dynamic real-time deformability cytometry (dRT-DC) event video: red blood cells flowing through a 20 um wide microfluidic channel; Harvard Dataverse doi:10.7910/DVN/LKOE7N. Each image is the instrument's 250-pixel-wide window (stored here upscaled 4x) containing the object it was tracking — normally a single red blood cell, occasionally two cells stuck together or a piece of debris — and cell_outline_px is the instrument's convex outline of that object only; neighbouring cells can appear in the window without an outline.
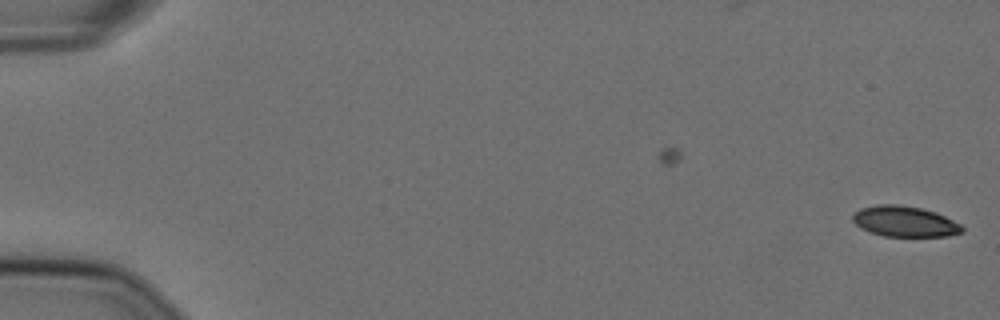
{"species": "Egyptian fruit bat (a non-hibernating species)", "species_latin": "Rousettus aegyptiacus", "temperature_condition": "cold", "stored_images_in_passage": 51, "camera_frame_rate_fps": 3000, "um_per_image_px": 0.085, "animal": {"sex": "female"}, "frame": {"image": 1, "passage_image": 1, "time_ms": 0.0, "image_size_px": [1000, 320], "cell_outline_px": [[964, 232], [948, 236], [884, 236], [868, 232], [860, 228], [852, 220], [852, 216], [860, 208], [876, 204], [900, 204], [920, 208], [936, 212], [960, 224], [964, 228]], "centroid_in_image_um": [76.88, 18.82], "position_along_channel_um": 8.1, "area_um2": 19.65}}
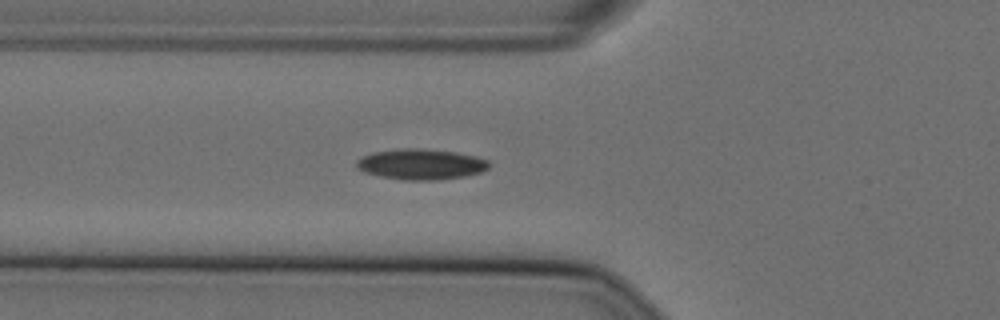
{"frame": {"image": 2, "passage_image": 21, "time_ms": 6.667, "image_size_px": [1000, 320], "cell_outline_px": [[488, 168], [480, 172], [464, 176], [436, 180], [404, 180], [380, 176], [364, 172], [356, 168], [356, 160], [372, 152], [400, 148], [420, 148], [456, 152], [476, 156], [488, 160]], "centroid_in_image_um": [35.75, 13.95], "position_along_channel_um": 90.0, "area_um2": 23.64}}
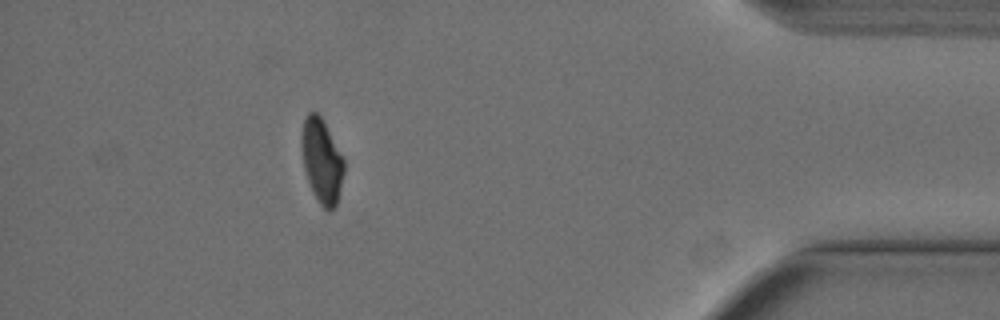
{"frame": {"image": 3, "passage_image": 51, "time_ms": 16.667, "image_size_px": [1000, 320], "cell_outline_px": [[344, 172], [340, 192], [336, 204], [328, 212], [320, 204], [312, 192], [304, 168], [300, 144], [300, 136], [304, 120], [308, 112], [316, 112], [320, 116], [344, 156]], "centroid_in_image_um": [27.35, 13.67], "position_along_channel_um": 407.9, "area_um2": 20.98}, "authors_computed_cell_mechanics": {"area_um2": 21.964, "velocity_mm_per_s": 3.6144, "shape_relaxation_time_tau1_ms": 8.837, "shape_relaxation_time_tau2_ms": 5.5373, "deformation_change_tau1": 0.1763, "deformation_change_tau2": 0.094}}